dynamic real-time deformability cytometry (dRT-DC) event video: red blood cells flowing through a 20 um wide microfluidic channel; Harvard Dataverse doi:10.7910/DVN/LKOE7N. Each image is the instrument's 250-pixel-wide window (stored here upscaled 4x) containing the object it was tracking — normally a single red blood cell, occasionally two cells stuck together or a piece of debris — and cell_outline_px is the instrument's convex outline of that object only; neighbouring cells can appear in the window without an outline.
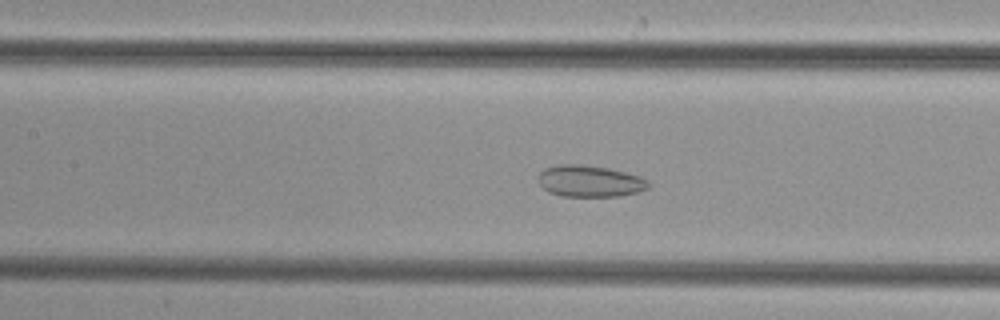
{"species": "common noctule bat (a hibernating species)", "species_latin": "Nyctalus noctula", "temperature_condition": "cold", "stored_images_in_passage": 36, "camera_frame_rate_fps": 3000, "um_per_image_px": 0.085, "animal": {"sex": "female", "body_mass_g": 29.2, "forearm_length_mm": 56.3}, "frame": {"image": 1, "passage_image": 18, "time_ms": 5.667, "image_size_px": [1000, 320], "cell_outline_px": [[652, 184], [648, 188], [636, 192], [620, 196], [560, 196], [548, 192], [536, 180], [540, 172], [544, 168], [560, 164], [580, 164], [608, 168], [640, 176], [648, 180]], "centroid_in_image_um": [50.12, 15.39], "position_along_channel_um": 157.3, "area_um2": 20.4}}
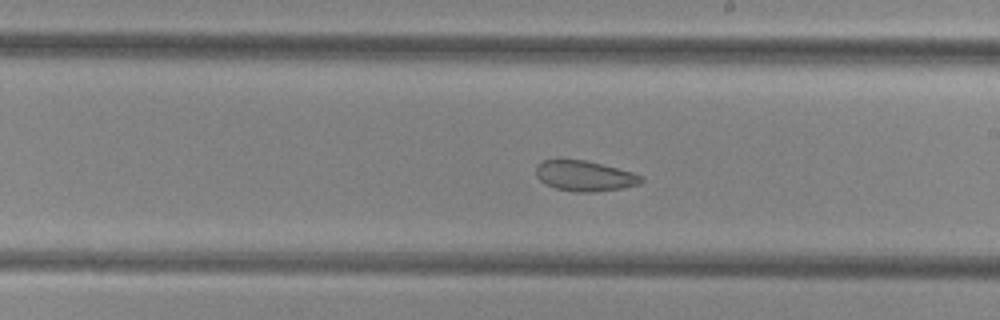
{"frame": {"image": 2, "passage_image": 24, "time_ms": 7.667, "image_size_px": [1000, 320], "cell_outline_px": [[644, 180], [636, 184], [620, 188], [592, 192], [572, 192], [556, 188], [544, 184], [536, 176], [536, 164], [544, 160], [584, 160], [632, 172], [644, 176]], "centroid_in_image_um": [49.65, 14.96], "position_along_channel_um": 239.3, "area_um2": 18.44}}
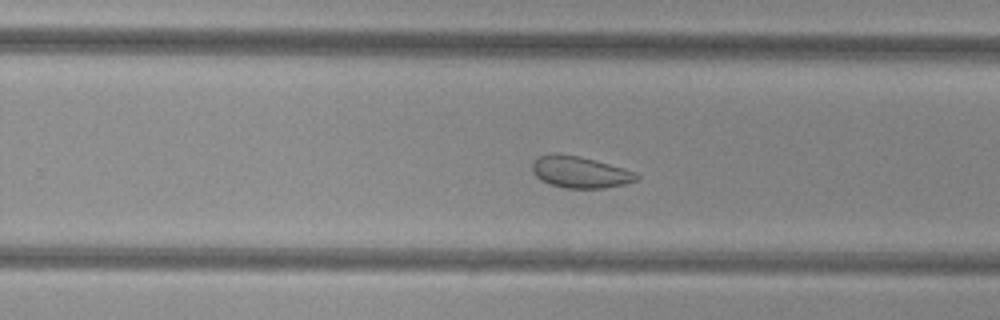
{"frame": {"image": 3, "passage_image": 27, "time_ms": 8.667, "image_size_px": [1000, 320], "cell_outline_px": [[640, 176], [636, 180], [624, 184], [604, 188], [564, 188], [548, 184], [540, 180], [532, 172], [532, 164], [540, 156], [580, 156], [624, 168], [636, 172]], "centroid_in_image_um": [49.34, 14.67], "position_along_channel_um": 280.5, "area_um2": 18.73}}